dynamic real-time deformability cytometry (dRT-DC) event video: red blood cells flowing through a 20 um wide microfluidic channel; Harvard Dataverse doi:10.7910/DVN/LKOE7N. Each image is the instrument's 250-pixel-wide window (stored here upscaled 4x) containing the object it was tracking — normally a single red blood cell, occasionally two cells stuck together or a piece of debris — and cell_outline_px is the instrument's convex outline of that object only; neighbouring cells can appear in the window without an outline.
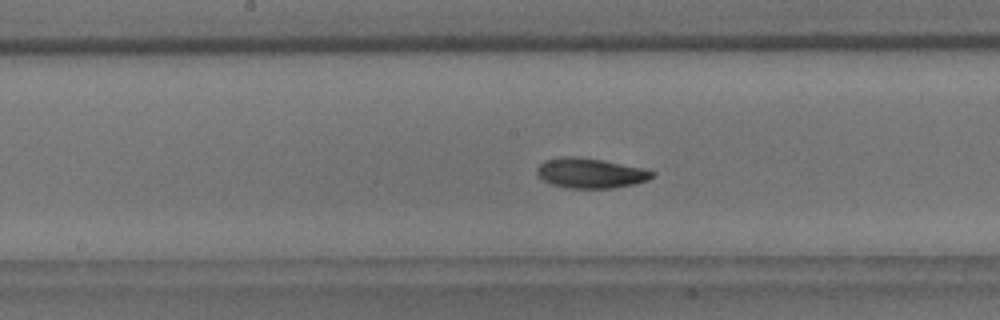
{"species": "common noctule bat (a hibernating species)", "species_latin": "Nyctalus noctula", "temperature_condition": "room temperature", "stored_images_in_passage": 39, "segment_of_instrument_passage": [1, 2], "camera_frame_rate_fps": 3000, "um_per_image_px": 0.085, "animal": {"sex": "male", "body_mass_g": 18.8}, "frame": {"image": 1, "passage_image": 11, "time_ms": 3.333, "image_size_px": [1000, 320], "cell_outline_px": [[656, 176], [648, 180], [636, 184], [612, 188], [568, 188], [552, 184], [536, 176], [536, 168], [544, 160], [564, 156], [572, 156], [604, 160], [644, 168], [656, 172]], "centroid_in_image_um": [50.21, 14.71], "position_along_channel_um": 198.0, "area_um2": 20.4}}
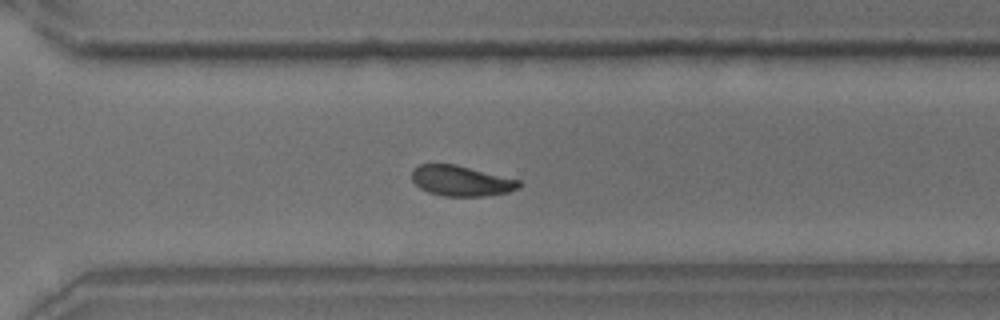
{"frame": {"image": 2, "passage_image": 22, "time_ms": 7.0, "image_size_px": [1000, 320], "cell_outline_px": [[520, 184], [516, 188], [508, 192], [484, 196], [444, 196], [428, 192], [420, 188], [412, 180], [412, 168], [420, 164], [456, 164], [520, 180]], "centroid_in_image_um": [39.16, 15.36], "position_along_channel_um": 331.4, "area_um2": 18.9}}
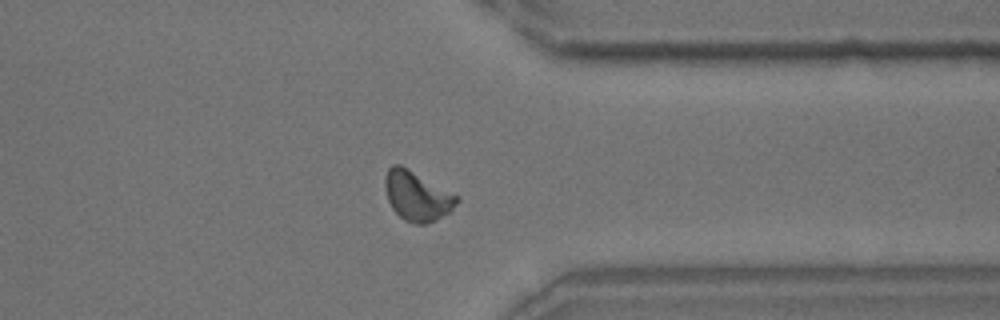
{"frame": {"image": 3, "passage_image": 26, "time_ms": 8.333, "image_size_px": [1000, 320], "cell_outline_px": [[460, 200], [448, 212], [436, 220], [424, 224], [416, 224], [404, 220], [392, 208], [388, 200], [384, 184], [384, 176], [388, 168], [392, 164], [400, 164], [460, 196]], "centroid_in_image_um": [35.44, 16.64], "position_along_channel_um": 376.0, "area_um2": 20.75}}